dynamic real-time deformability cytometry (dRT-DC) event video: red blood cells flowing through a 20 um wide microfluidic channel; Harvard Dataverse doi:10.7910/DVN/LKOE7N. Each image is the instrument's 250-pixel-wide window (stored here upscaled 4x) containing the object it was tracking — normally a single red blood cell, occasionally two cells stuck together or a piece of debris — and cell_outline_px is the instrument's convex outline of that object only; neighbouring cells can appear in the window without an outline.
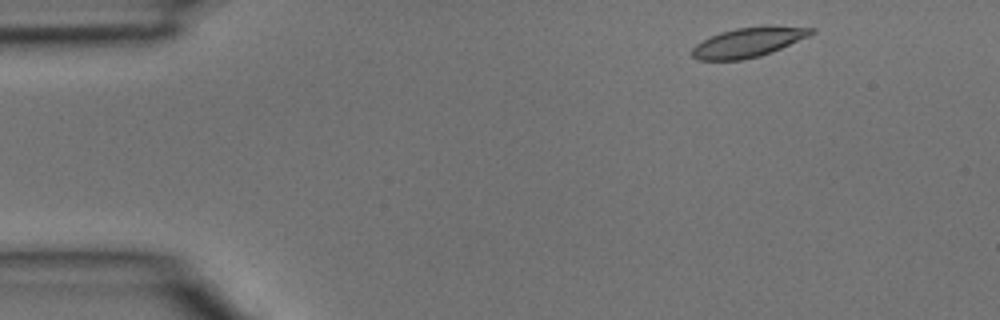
{"species": "common noctule bat (a hibernating species)", "species_latin": "Nyctalus noctula", "temperature_condition": "room temperature", "stored_images_in_passage": 2, "camera_frame_rate_fps": 3000, "um_per_image_px": 0.085, "animal": {"sex": "male", "body_mass_g": 15.6}, "frame": {"image": 1, "passage_image": 1, "time_ms": 0.0, "image_size_px": [1000, 320], "cell_outline_px": [[816, 32], [808, 36], [772, 52], [760, 56], [744, 60], [696, 60], [692, 56], [692, 48], [696, 44], [720, 32], [736, 28], [816, 28]], "centroid_in_image_um": [63.52, 3.65], "position_along_channel_um": 21.5, "area_um2": 19.71}}